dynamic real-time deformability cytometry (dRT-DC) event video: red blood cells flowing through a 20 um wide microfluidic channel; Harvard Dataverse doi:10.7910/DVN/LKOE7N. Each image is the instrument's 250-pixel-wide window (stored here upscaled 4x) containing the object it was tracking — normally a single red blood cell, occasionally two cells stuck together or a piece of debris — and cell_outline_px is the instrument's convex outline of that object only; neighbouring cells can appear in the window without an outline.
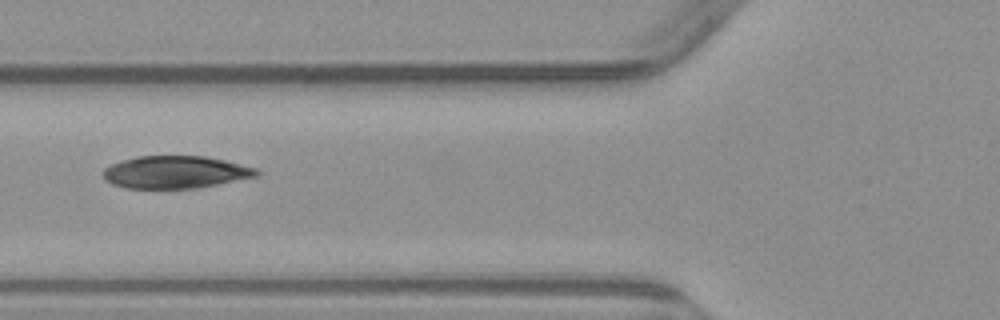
{"species": "common noctule bat (a hibernating species)", "species_latin": "Nyctalus noctula", "temperature_condition": "warm", "stored_images_in_passage": 2, "camera_frame_rate_fps": 3000, "um_per_image_px": 0.085, "animal": {"sex": "male", "body_mass_g": 23.1, "forearm_length_mm": 52.7}, "frame": {"image": 1, "passage_image": 2, "time_ms": 1.0, "image_size_px": [1000, 320], "cell_outline_px": [[260, 176], [200, 188], [124, 188], [112, 184], [104, 180], [104, 168], [112, 164], [136, 156], [204, 156], [224, 160], [256, 168], [260, 172]], "centroid_in_image_um": [14.94, 14.64], "position_along_channel_um": 110.9, "area_um2": 29.13}}